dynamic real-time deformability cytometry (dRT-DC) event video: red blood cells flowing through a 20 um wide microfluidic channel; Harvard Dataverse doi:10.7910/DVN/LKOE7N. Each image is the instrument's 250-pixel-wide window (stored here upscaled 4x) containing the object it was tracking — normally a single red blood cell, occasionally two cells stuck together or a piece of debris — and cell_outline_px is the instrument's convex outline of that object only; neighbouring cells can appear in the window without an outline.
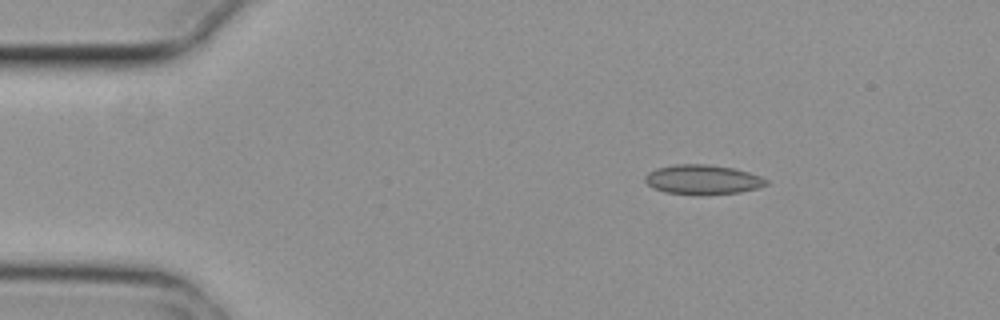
{"species": "common noctule bat (a hibernating species)", "species_latin": "Nyctalus noctula", "temperature_condition": "cold", "stored_images_in_passage": 4, "camera_frame_rate_fps": 3000, "um_per_image_px": 0.085, "animal": {"sex": "female", "body_mass_g": 29.2, "forearm_length_mm": 56.3}, "frame": {"image": 1, "passage_image": 2, "time_ms": 0.333, "image_size_px": [1000, 320], "cell_outline_px": [[768, 184], [756, 188], [740, 192], [700, 196], [664, 192], [652, 188], [644, 180], [644, 176], [648, 172], [656, 168], [676, 164], [708, 164], [732, 168], [748, 172], [760, 176], [768, 180]], "centroid_in_image_um": [59.69, 15.28], "position_along_channel_um": 25.3, "area_um2": 21.15}}